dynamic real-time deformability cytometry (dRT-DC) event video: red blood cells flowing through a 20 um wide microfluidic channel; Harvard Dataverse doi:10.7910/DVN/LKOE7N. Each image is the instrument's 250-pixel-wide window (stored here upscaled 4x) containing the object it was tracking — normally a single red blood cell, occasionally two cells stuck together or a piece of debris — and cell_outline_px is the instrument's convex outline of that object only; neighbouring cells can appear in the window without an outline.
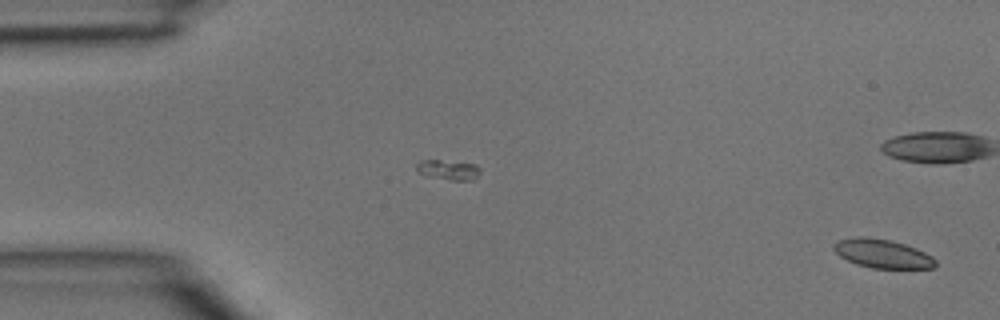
{"species": "common noctule bat (a hibernating species)", "species_latin": "Nyctalus noctula", "temperature_condition": "room temperature", "stored_images_in_passage": 46, "camera_frame_rate_fps": 3000, "um_per_image_px": 0.085, "animal": {"sex": "male", "body_mass_g": 15.6}, "frame": {"image": 1, "passage_image": 1, "time_ms": 0.0, "image_size_px": [1000, 320], "cell_outline_px": [[936, 268], [872, 268], [856, 264], [840, 256], [832, 248], [832, 244], [840, 240], [856, 236], [864, 236], [892, 240], [916, 248], [932, 256], [936, 260]], "centroid_in_image_um": [75.01, 21.55], "position_along_channel_um": 10.0, "area_um2": 17.11}}
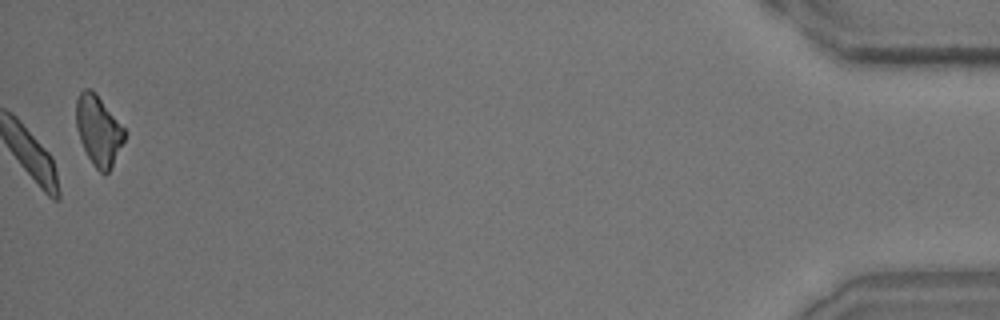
{"frame": {"image": 2, "passage_image": 46, "time_ms": 15.0, "image_size_px": [1000, 320], "cell_outline_px": [[124, 140], [108, 172], [100, 172], [92, 164], [80, 140], [76, 128], [76, 100], [80, 92], [84, 88], [92, 88], [96, 92], [124, 128]], "centroid_in_image_um": [8.34, 11.03], "position_along_channel_um": 426.9, "area_um2": 19.42}}